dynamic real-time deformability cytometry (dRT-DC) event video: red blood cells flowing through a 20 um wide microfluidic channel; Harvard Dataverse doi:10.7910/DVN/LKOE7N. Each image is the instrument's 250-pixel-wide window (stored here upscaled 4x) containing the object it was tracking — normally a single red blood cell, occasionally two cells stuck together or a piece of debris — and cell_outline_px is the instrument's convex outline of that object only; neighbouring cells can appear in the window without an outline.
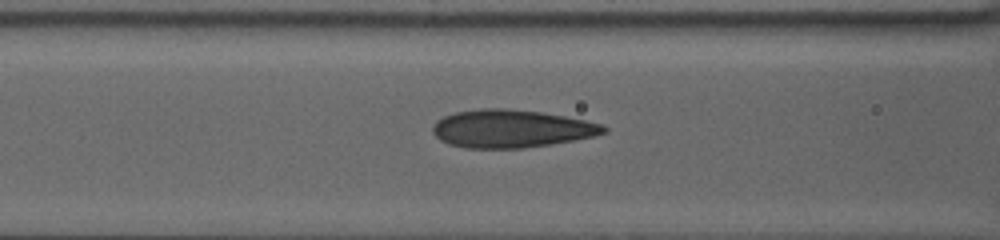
{"species": "human", "species_latin": "Homo sapiens", "temperature_condition": "warm", "stored_images_in_passage": 21, "camera_frame_rate_fps": 3000, "um_per_image_px": 0.085, "donor": {"sex": "female"}, "frame": {"image": 1, "passage_image": 6, "time_ms": 1.667, "image_size_px": [1000, 240], "cell_outline_px": [[608, 132], [576, 140], [524, 148], [464, 148], [448, 144], [440, 140], [432, 132], [432, 124], [436, 120], [444, 116], [456, 112], [480, 108], [508, 108], [540, 112], [564, 116], [604, 124], [608, 128]], "centroid_in_image_um": [43.44, 10.94], "position_along_channel_um": 123.2, "area_um2": 37.97}}
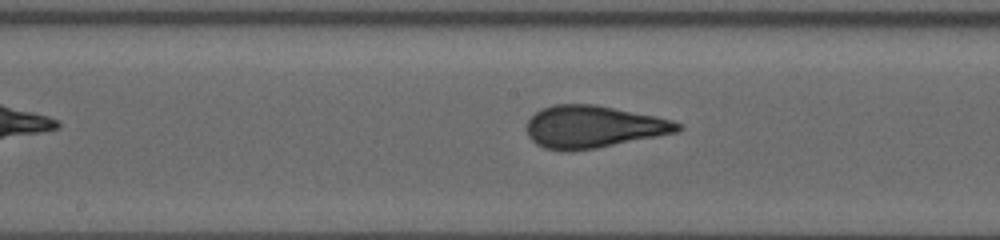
{"frame": {"image": 2, "passage_image": 13, "time_ms": 4.0, "image_size_px": [1000, 240], "cell_outline_px": [[684, 128], [676, 132], [596, 148], [568, 152], [564, 152], [544, 148], [536, 144], [528, 136], [524, 128], [528, 120], [540, 108], [552, 104], [596, 104], [656, 116], [672, 120], [680, 124]], "centroid_in_image_um": [50.37, 10.77], "position_along_channel_um": 197.8, "area_um2": 37.45}}
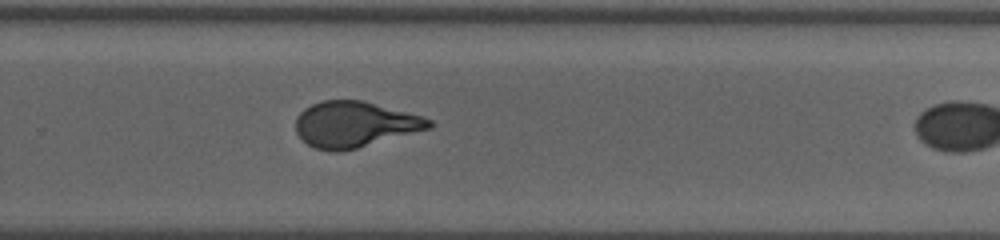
{"frame": {"image": 3, "passage_image": 20, "time_ms": 6.333, "image_size_px": [1000, 240], "cell_outline_px": [[432, 128], [356, 148], [340, 152], [328, 152], [316, 148], [308, 144], [296, 132], [296, 116], [304, 108], [312, 104], [324, 100], [364, 100], [424, 116], [432, 120]], "centroid_in_image_um": [30.16, 10.56], "position_along_channel_um": 299.6, "area_um2": 35.72}}